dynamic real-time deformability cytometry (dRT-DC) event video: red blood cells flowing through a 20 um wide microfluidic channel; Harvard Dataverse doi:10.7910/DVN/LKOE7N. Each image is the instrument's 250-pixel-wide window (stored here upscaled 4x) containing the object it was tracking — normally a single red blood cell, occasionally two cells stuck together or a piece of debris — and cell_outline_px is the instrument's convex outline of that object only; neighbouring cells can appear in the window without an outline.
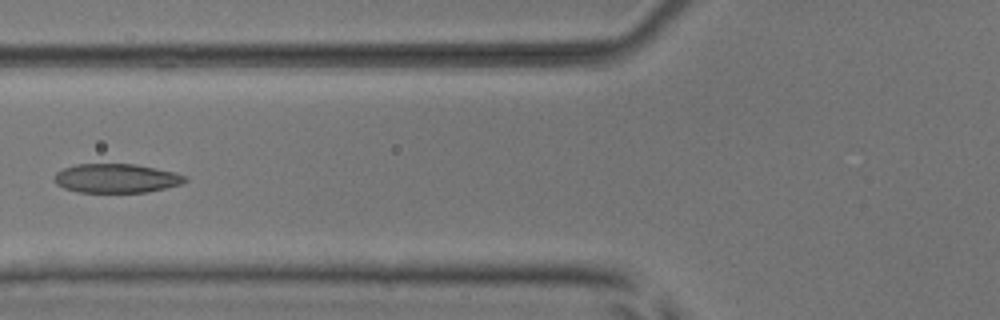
{"species": "common noctule bat (a hibernating species)", "species_latin": "Nyctalus noctula", "temperature_condition": "room temperature", "stored_images_in_passage": 7, "camera_frame_rate_fps": 3000, "um_per_image_px": 0.085, "animal": {"sex": "male", "body_mass_g": 17.9, "forearm_length_mm": 54.2}, "frame": {"image": 1, "passage_image": 5, "time_ms": 1.333, "image_size_px": [1000, 320], "cell_outline_px": [[188, 180], [180, 184], [148, 192], [80, 192], [64, 188], [56, 184], [52, 180], [56, 172], [64, 168], [76, 164], [136, 164], [172, 172], [188, 176]], "centroid_in_image_um": [9.85, 15.15], "position_along_channel_um": 115.9, "area_um2": 22.08}}
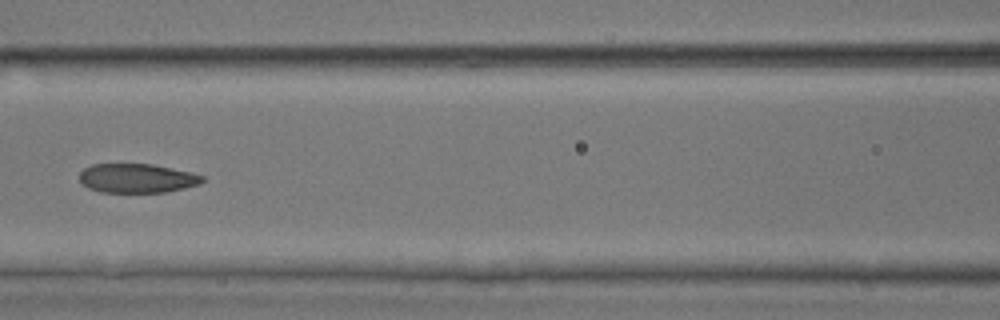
{"frame": {"image": 2, "passage_image": 6, "time_ms": 1.667, "image_size_px": [1000, 320], "cell_outline_px": [[204, 180], [200, 184], [168, 192], [100, 192], [88, 188], [80, 184], [80, 172], [84, 168], [92, 164], [152, 164], [192, 172], [204, 176]], "centroid_in_image_um": [11.64, 15.15], "position_along_channel_um": 155.0, "area_um2": 21.04}}